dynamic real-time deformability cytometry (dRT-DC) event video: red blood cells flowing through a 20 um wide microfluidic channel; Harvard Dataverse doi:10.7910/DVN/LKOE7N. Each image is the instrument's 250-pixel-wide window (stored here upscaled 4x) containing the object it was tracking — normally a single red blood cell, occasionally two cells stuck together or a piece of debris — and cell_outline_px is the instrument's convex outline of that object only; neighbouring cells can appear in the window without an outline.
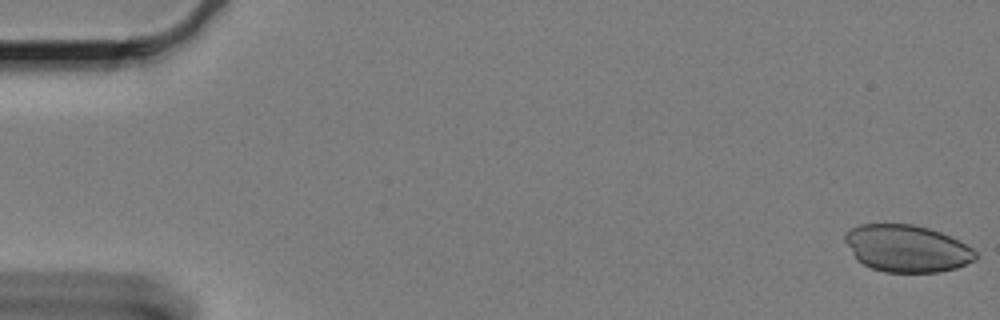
{"species": "Egyptian fruit bat (a non-hibernating species)", "species_latin": "Rousettus aegyptiacus", "temperature_condition": "cold", "stored_images_in_passage": 53, "camera_frame_rate_fps": 3000, "um_per_image_px": 0.085, "animal": {"sex": "female"}, "frame": {"image": 1, "passage_image": 1, "time_ms": 0.0, "image_size_px": [1000, 320], "cell_outline_px": [[976, 260], [956, 268], [940, 272], [884, 272], [872, 268], [856, 260], [844, 240], [844, 232], [860, 224], [912, 224], [928, 228], [940, 232], [972, 248], [976, 252]], "centroid_in_image_um": [77.05, 21.12], "position_along_channel_um": 8.0, "area_um2": 35.72}}
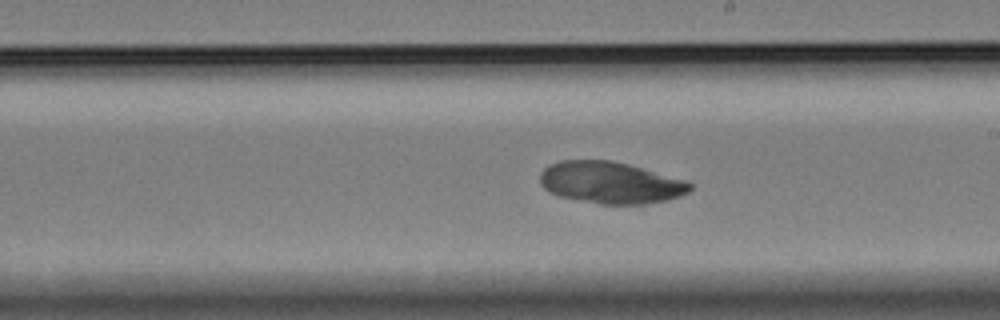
{"frame": {"image": 2, "passage_image": 35, "time_ms": 11.333, "image_size_px": [1000, 320], "cell_outline_px": [[692, 188], [688, 192], [680, 196], [668, 200], [644, 204], [600, 204], [560, 196], [548, 192], [540, 184], [540, 172], [548, 164], [560, 160], [612, 160], [628, 164], [688, 180], [692, 184]], "centroid_in_image_um": [51.89, 15.51], "position_along_channel_um": 237.1, "area_um2": 36.82}}
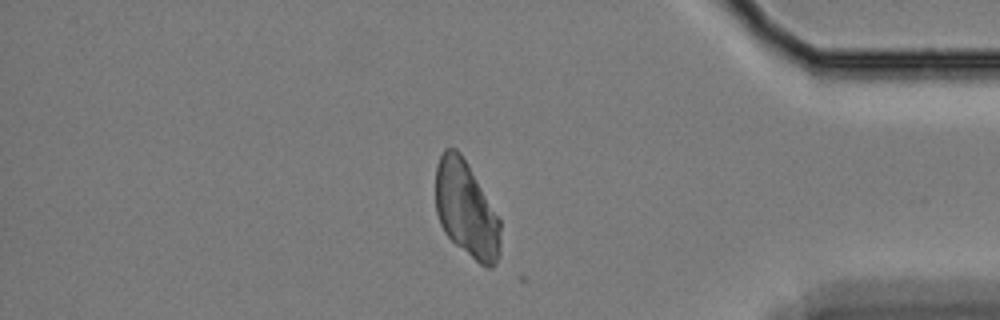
{"frame": {"image": 3, "passage_image": 52, "time_ms": 17.0, "image_size_px": [1000, 320], "cell_outline_px": [[500, 256], [492, 268], [488, 268], [480, 264], [456, 244], [444, 232], [440, 224], [436, 212], [436, 164], [444, 148], [456, 148], [460, 152], [468, 164], [500, 220]], "centroid_in_image_um": [39.63, 17.8], "position_along_channel_um": 395.6, "area_um2": 36.13}}